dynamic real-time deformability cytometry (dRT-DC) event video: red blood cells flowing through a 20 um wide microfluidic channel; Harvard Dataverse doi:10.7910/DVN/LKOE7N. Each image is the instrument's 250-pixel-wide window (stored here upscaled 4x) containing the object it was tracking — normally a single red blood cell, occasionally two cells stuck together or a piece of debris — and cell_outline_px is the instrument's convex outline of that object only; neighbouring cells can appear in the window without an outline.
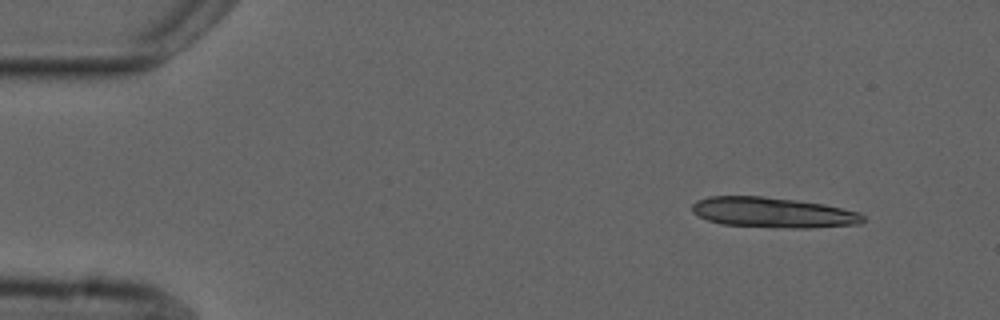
{"species": "common noctule bat (a hibernating species)", "species_latin": "Nyctalus noctula", "temperature_condition": "cold", "stored_images_in_passage": 3, "camera_frame_rate_fps": 3000, "um_per_image_px": 0.085, "animal": {"sex": "male", "forearm_length_mm": 52.5}, "frame": {"image": 1, "passage_image": 1, "time_ms": 0.0, "image_size_px": [1000, 320], "cell_outline_px": [[864, 220], [860, 224], [812, 228], [772, 228], [720, 224], [708, 220], [692, 212], [692, 204], [696, 200], [708, 196], [764, 196], [796, 200], [824, 204], [860, 212], [864, 216]], "centroid_in_image_um": [65.71, 18.07], "position_along_channel_um": 19.3, "area_um2": 30.58}}